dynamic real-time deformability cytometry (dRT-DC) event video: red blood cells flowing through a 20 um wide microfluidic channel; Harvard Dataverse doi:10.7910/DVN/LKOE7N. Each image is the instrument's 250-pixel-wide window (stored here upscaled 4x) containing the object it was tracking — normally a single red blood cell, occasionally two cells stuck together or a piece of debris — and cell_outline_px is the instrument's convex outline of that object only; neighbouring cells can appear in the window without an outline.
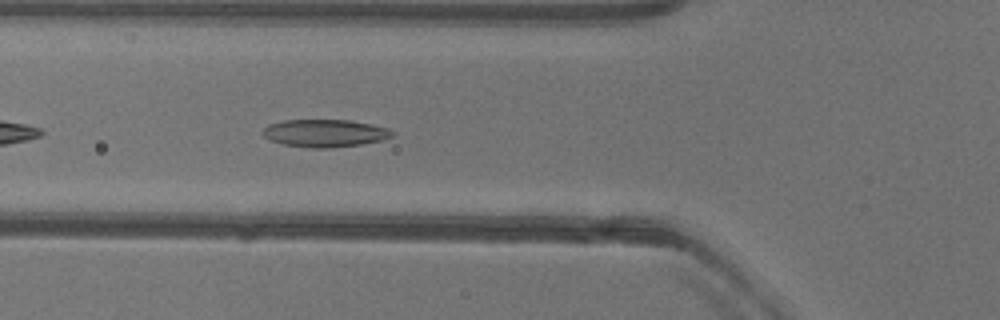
{"species": "common noctule bat (a hibernating species)", "species_latin": "Nyctalus noctula", "temperature_condition": "warm", "stored_images_in_passage": 34, "camera_frame_rate_fps": 3000, "um_per_image_px": 0.085, "animal": {"sex": "female"}, "frame": {"image": 1, "passage_image": 5, "time_ms": 1.333, "image_size_px": [1000, 320], "cell_outline_px": [[396, 132], [392, 136], [384, 140], [360, 144], [328, 148], [308, 148], [284, 144], [272, 140], [264, 136], [260, 132], [268, 124], [284, 120], [352, 120], [372, 124], [388, 128]], "centroid_in_image_um": [27.64, 11.31], "position_along_channel_um": 98.2, "area_um2": 20.92}}
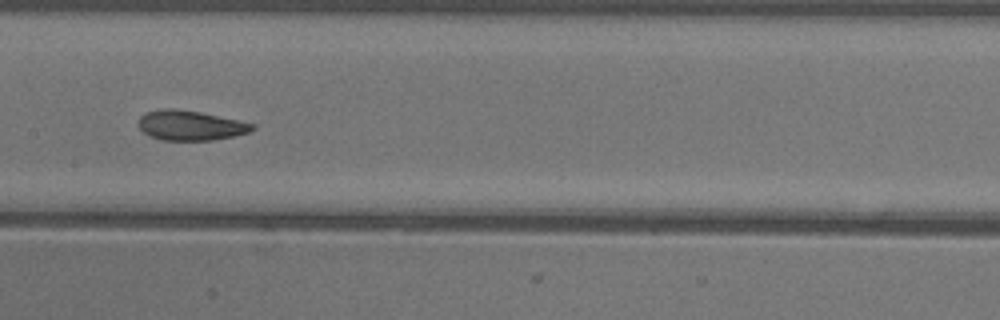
{"frame": {"image": 2, "passage_image": 12, "time_ms": 3.667, "image_size_px": [1000, 320], "cell_outline_px": [[256, 128], [248, 132], [232, 136], [212, 140], [164, 140], [148, 136], [136, 124], [140, 116], [148, 112], [160, 108], [172, 108], [200, 112], [256, 124]], "centroid_in_image_um": [16.15, 10.65], "position_along_channel_um": 191.2, "area_um2": 19.77}}
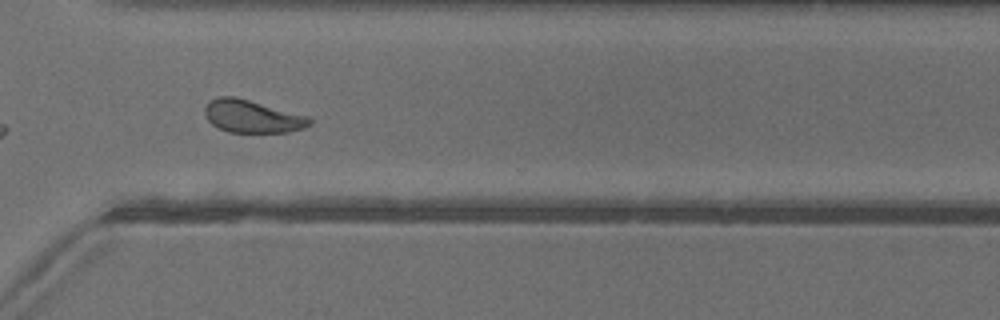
{"frame": {"image": 3, "passage_image": 24, "time_ms": 7.667, "image_size_px": [1000, 320], "cell_outline_px": [[312, 124], [304, 128], [288, 132], [228, 132], [212, 124], [204, 116], [204, 108], [212, 100], [220, 96], [232, 96], [248, 100], [308, 116], [312, 120]], "centroid_in_image_um": [21.44, 9.91], "position_along_channel_um": 349.2, "area_um2": 19.71}, "authors_computed_cell_mechanics": {"area_um2": 19.9988, "velocity_mm_per_s": 3.9609, "shape_relaxation_time_tau1_ms": 5.9259, "shape_relaxation_time_tau2_ms": 1.9793, "deformation_change_tau1": 0.1516, "deformation_change_tau2": 0.0825}}